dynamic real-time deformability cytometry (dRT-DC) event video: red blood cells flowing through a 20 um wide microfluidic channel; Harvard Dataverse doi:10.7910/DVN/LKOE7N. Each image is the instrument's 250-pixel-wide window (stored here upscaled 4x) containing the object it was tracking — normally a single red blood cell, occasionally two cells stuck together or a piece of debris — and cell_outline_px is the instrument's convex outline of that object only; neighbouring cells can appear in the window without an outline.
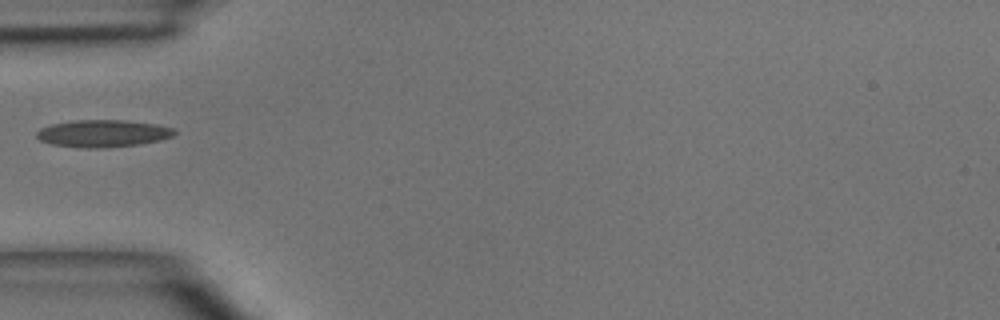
{"species": "common noctule bat (a hibernating species)", "species_latin": "Nyctalus noctula", "temperature_condition": "room temperature", "stored_images_in_passage": 5, "camera_frame_rate_fps": 3000, "um_per_image_px": 0.085, "animal": {"sex": "male", "body_mass_g": 15.6}, "frame": {"image": 1, "passage_image": 4, "time_ms": 4.333, "image_size_px": [1000, 320], "cell_outline_px": [[176, 132], [172, 136], [160, 140], [140, 144], [108, 148], [80, 148], [52, 144], [40, 140], [36, 136], [36, 132], [40, 128], [52, 124], [76, 120], [124, 120], [156, 124], [176, 128]], "centroid_in_image_um": [8.76, 11.35], "position_along_channel_um": 76.2, "area_um2": 22.02}}